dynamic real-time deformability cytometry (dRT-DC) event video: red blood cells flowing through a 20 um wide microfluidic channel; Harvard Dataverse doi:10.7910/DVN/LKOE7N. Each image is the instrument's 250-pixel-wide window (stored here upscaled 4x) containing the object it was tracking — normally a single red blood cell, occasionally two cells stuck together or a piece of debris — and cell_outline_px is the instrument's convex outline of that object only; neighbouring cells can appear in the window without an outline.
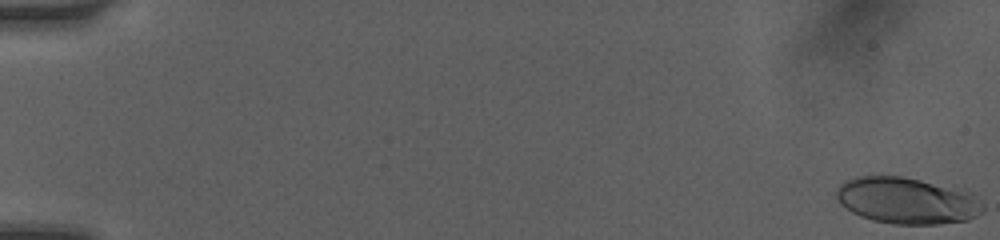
{"species": "human", "species_latin": "Homo sapiens", "temperature_condition": "room temperature", "stored_images_in_passage": 55, "camera_frame_rate_fps": 3000, "um_per_image_px": 0.085, "donor": {"sex": "female"}, "frame": {"image": 1, "passage_image": 1, "time_ms": 0.0, "image_size_px": [1000, 240], "cell_outline_px": [[984, 212], [968, 220], [936, 224], [892, 224], [872, 220], [860, 216], [852, 212], [840, 204], [836, 196], [836, 188], [844, 180], [856, 176], [900, 176], [920, 180], [968, 192], [984, 204]], "centroid_in_image_um": [77.04, 17.06], "position_along_channel_um": 8.0, "area_um2": 39.54}}
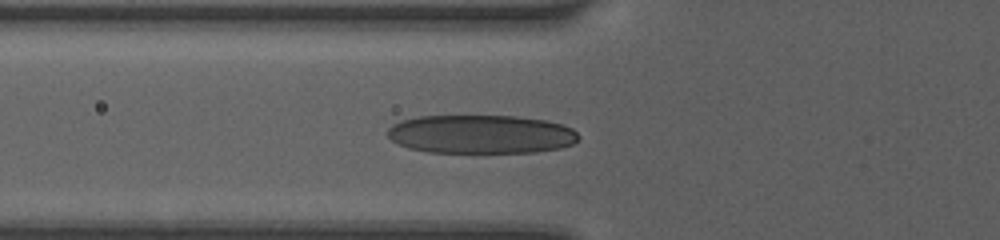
{"frame": {"image": 2, "passage_image": 40, "time_ms": 6.333, "image_size_px": [1000, 240], "cell_outline_px": [[580, 136], [572, 144], [560, 148], [536, 152], [428, 152], [408, 148], [392, 140], [388, 136], [388, 128], [392, 124], [400, 120], [420, 116], [516, 116], [548, 120], [572, 128]], "centroid_in_image_um": [40.88, 11.4], "position_along_channel_um": 84.9, "area_um2": 43.06}}
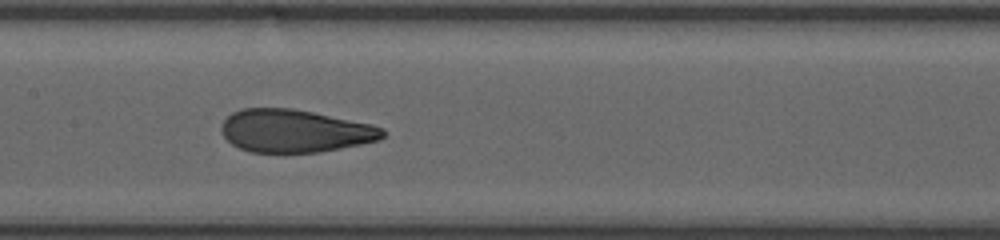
{"frame": {"image": 3, "passage_image": 54, "time_ms": 8.667, "image_size_px": [1000, 240], "cell_outline_px": [[384, 136], [380, 140], [320, 152], [252, 152], [240, 148], [232, 144], [224, 136], [220, 128], [224, 120], [232, 112], [244, 108], [292, 108], [372, 124], [384, 128]], "centroid_in_image_um": [25.06, 11.12], "position_along_channel_um": 182.3, "area_um2": 40.06}}